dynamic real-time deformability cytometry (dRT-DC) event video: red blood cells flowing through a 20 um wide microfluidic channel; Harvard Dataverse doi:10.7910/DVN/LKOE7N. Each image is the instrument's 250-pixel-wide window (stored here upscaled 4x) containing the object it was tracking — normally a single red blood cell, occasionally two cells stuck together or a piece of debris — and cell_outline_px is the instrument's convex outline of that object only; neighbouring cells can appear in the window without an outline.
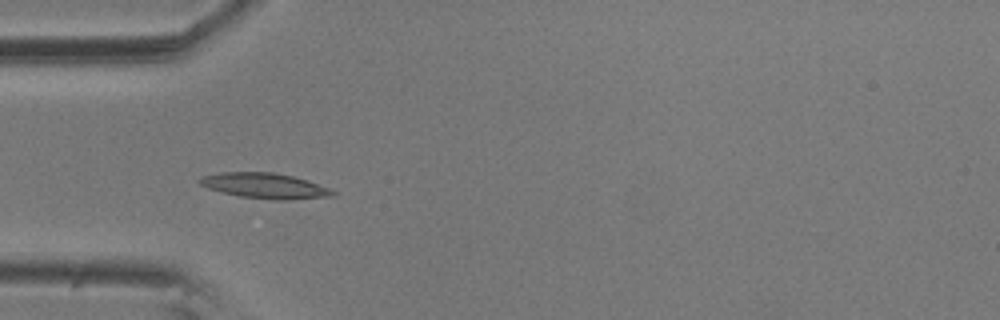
{"species": "common noctule bat (a hibernating species)", "species_latin": "Nyctalus noctula", "temperature_condition": "room temperature", "stored_images_in_passage": 4, "camera_frame_rate_fps": 3000, "um_per_image_px": 0.085, "animal": {"sex": "male", "body_mass_g": 20.5, "forearm_length_mm": 52.5}, "frame": {"image": 1, "passage_image": 3, "time_ms": 0.667, "image_size_px": [1000, 320], "cell_outline_px": [[336, 192], [332, 196], [284, 200], [272, 200], [240, 196], [208, 188], [200, 184], [196, 180], [200, 176], [220, 172], [272, 172], [292, 176], [328, 188]], "centroid_in_image_um": [22.43, 15.78], "position_along_channel_um": 62.6, "area_um2": 19.42}}